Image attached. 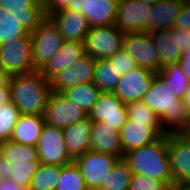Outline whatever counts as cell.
<instances>
[{
    "mask_svg": "<svg viewBox=\"0 0 190 190\" xmlns=\"http://www.w3.org/2000/svg\"><path fill=\"white\" fill-rule=\"evenodd\" d=\"M179 35V50L181 53L190 49V30H176Z\"/></svg>",
    "mask_w": 190,
    "mask_h": 190,
    "instance_id": "41",
    "label": "cell"
},
{
    "mask_svg": "<svg viewBox=\"0 0 190 190\" xmlns=\"http://www.w3.org/2000/svg\"><path fill=\"white\" fill-rule=\"evenodd\" d=\"M0 6L14 14L29 33L46 18L43 6L34 0H0Z\"/></svg>",
    "mask_w": 190,
    "mask_h": 190,
    "instance_id": "19",
    "label": "cell"
},
{
    "mask_svg": "<svg viewBox=\"0 0 190 190\" xmlns=\"http://www.w3.org/2000/svg\"><path fill=\"white\" fill-rule=\"evenodd\" d=\"M49 18L58 27L64 41H85L90 26L82 13L65 8L53 13Z\"/></svg>",
    "mask_w": 190,
    "mask_h": 190,
    "instance_id": "18",
    "label": "cell"
},
{
    "mask_svg": "<svg viewBox=\"0 0 190 190\" xmlns=\"http://www.w3.org/2000/svg\"><path fill=\"white\" fill-rule=\"evenodd\" d=\"M88 117L92 122H104L113 130L120 131L127 119L126 105L114 92H102Z\"/></svg>",
    "mask_w": 190,
    "mask_h": 190,
    "instance_id": "14",
    "label": "cell"
},
{
    "mask_svg": "<svg viewBox=\"0 0 190 190\" xmlns=\"http://www.w3.org/2000/svg\"><path fill=\"white\" fill-rule=\"evenodd\" d=\"M171 187L156 178L141 174H132L129 190H170Z\"/></svg>",
    "mask_w": 190,
    "mask_h": 190,
    "instance_id": "37",
    "label": "cell"
},
{
    "mask_svg": "<svg viewBox=\"0 0 190 190\" xmlns=\"http://www.w3.org/2000/svg\"><path fill=\"white\" fill-rule=\"evenodd\" d=\"M31 41L33 67L40 71L58 53L64 38L55 23L46 17L31 32Z\"/></svg>",
    "mask_w": 190,
    "mask_h": 190,
    "instance_id": "4",
    "label": "cell"
},
{
    "mask_svg": "<svg viewBox=\"0 0 190 190\" xmlns=\"http://www.w3.org/2000/svg\"><path fill=\"white\" fill-rule=\"evenodd\" d=\"M123 154L157 141L161 135L147 122L126 119L120 131Z\"/></svg>",
    "mask_w": 190,
    "mask_h": 190,
    "instance_id": "17",
    "label": "cell"
},
{
    "mask_svg": "<svg viewBox=\"0 0 190 190\" xmlns=\"http://www.w3.org/2000/svg\"><path fill=\"white\" fill-rule=\"evenodd\" d=\"M92 121L86 118L62 129L67 152L74 160L90 150Z\"/></svg>",
    "mask_w": 190,
    "mask_h": 190,
    "instance_id": "22",
    "label": "cell"
},
{
    "mask_svg": "<svg viewBox=\"0 0 190 190\" xmlns=\"http://www.w3.org/2000/svg\"><path fill=\"white\" fill-rule=\"evenodd\" d=\"M40 165V160H32L25 163H18L13 166H8L3 171V174L8 178L21 184L28 190L32 177Z\"/></svg>",
    "mask_w": 190,
    "mask_h": 190,
    "instance_id": "35",
    "label": "cell"
},
{
    "mask_svg": "<svg viewBox=\"0 0 190 190\" xmlns=\"http://www.w3.org/2000/svg\"><path fill=\"white\" fill-rule=\"evenodd\" d=\"M178 64L181 66L182 72L190 80V49L182 53Z\"/></svg>",
    "mask_w": 190,
    "mask_h": 190,
    "instance_id": "42",
    "label": "cell"
},
{
    "mask_svg": "<svg viewBox=\"0 0 190 190\" xmlns=\"http://www.w3.org/2000/svg\"><path fill=\"white\" fill-rule=\"evenodd\" d=\"M32 50L31 33L0 44V69L9 76L35 71Z\"/></svg>",
    "mask_w": 190,
    "mask_h": 190,
    "instance_id": "5",
    "label": "cell"
},
{
    "mask_svg": "<svg viewBox=\"0 0 190 190\" xmlns=\"http://www.w3.org/2000/svg\"><path fill=\"white\" fill-rule=\"evenodd\" d=\"M170 190H189V189H182V188H175V187H173Z\"/></svg>",
    "mask_w": 190,
    "mask_h": 190,
    "instance_id": "53",
    "label": "cell"
},
{
    "mask_svg": "<svg viewBox=\"0 0 190 190\" xmlns=\"http://www.w3.org/2000/svg\"><path fill=\"white\" fill-rule=\"evenodd\" d=\"M119 0H71L67 9L82 13L90 27L115 23Z\"/></svg>",
    "mask_w": 190,
    "mask_h": 190,
    "instance_id": "16",
    "label": "cell"
},
{
    "mask_svg": "<svg viewBox=\"0 0 190 190\" xmlns=\"http://www.w3.org/2000/svg\"><path fill=\"white\" fill-rule=\"evenodd\" d=\"M123 49L134 59L138 66L159 72V55L149 33H127L123 41Z\"/></svg>",
    "mask_w": 190,
    "mask_h": 190,
    "instance_id": "12",
    "label": "cell"
},
{
    "mask_svg": "<svg viewBox=\"0 0 190 190\" xmlns=\"http://www.w3.org/2000/svg\"><path fill=\"white\" fill-rule=\"evenodd\" d=\"M61 167L60 165L41 164L33 175L28 190H55Z\"/></svg>",
    "mask_w": 190,
    "mask_h": 190,
    "instance_id": "30",
    "label": "cell"
},
{
    "mask_svg": "<svg viewBox=\"0 0 190 190\" xmlns=\"http://www.w3.org/2000/svg\"><path fill=\"white\" fill-rule=\"evenodd\" d=\"M139 1L153 5L161 0H139Z\"/></svg>",
    "mask_w": 190,
    "mask_h": 190,
    "instance_id": "49",
    "label": "cell"
},
{
    "mask_svg": "<svg viewBox=\"0 0 190 190\" xmlns=\"http://www.w3.org/2000/svg\"><path fill=\"white\" fill-rule=\"evenodd\" d=\"M45 124L44 116L20 114L10 140L22 145L37 146Z\"/></svg>",
    "mask_w": 190,
    "mask_h": 190,
    "instance_id": "25",
    "label": "cell"
},
{
    "mask_svg": "<svg viewBox=\"0 0 190 190\" xmlns=\"http://www.w3.org/2000/svg\"><path fill=\"white\" fill-rule=\"evenodd\" d=\"M1 190H27L21 184L17 183L16 181L8 178L3 174V182Z\"/></svg>",
    "mask_w": 190,
    "mask_h": 190,
    "instance_id": "43",
    "label": "cell"
},
{
    "mask_svg": "<svg viewBox=\"0 0 190 190\" xmlns=\"http://www.w3.org/2000/svg\"><path fill=\"white\" fill-rule=\"evenodd\" d=\"M71 0H47V3L43 6L46 17H49L53 13L65 9L68 7Z\"/></svg>",
    "mask_w": 190,
    "mask_h": 190,
    "instance_id": "40",
    "label": "cell"
},
{
    "mask_svg": "<svg viewBox=\"0 0 190 190\" xmlns=\"http://www.w3.org/2000/svg\"><path fill=\"white\" fill-rule=\"evenodd\" d=\"M10 101H11V90L8 84L4 89H0V106Z\"/></svg>",
    "mask_w": 190,
    "mask_h": 190,
    "instance_id": "44",
    "label": "cell"
},
{
    "mask_svg": "<svg viewBox=\"0 0 190 190\" xmlns=\"http://www.w3.org/2000/svg\"><path fill=\"white\" fill-rule=\"evenodd\" d=\"M88 114L81 106L65 98L61 93L51 92L45 108V123L64 129Z\"/></svg>",
    "mask_w": 190,
    "mask_h": 190,
    "instance_id": "10",
    "label": "cell"
},
{
    "mask_svg": "<svg viewBox=\"0 0 190 190\" xmlns=\"http://www.w3.org/2000/svg\"><path fill=\"white\" fill-rule=\"evenodd\" d=\"M168 157L172 171V188L190 190V138L168 135Z\"/></svg>",
    "mask_w": 190,
    "mask_h": 190,
    "instance_id": "8",
    "label": "cell"
},
{
    "mask_svg": "<svg viewBox=\"0 0 190 190\" xmlns=\"http://www.w3.org/2000/svg\"><path fill=\"white\" fill-rule=\"evenodd\" d=\"M150 7L139 0H119L114 25L125 34L145 32Z\"/></svg>",
    "mask_w": 190,
    "mask_h": 190,
    "instance_id": "13",
    "label": "cell"
},
{
    "mask_svg": "<svg viewBox=\"0 0 190 190\" xmlns=\"http://www.w3.org/2000/svg\"><path fill=\"white\" fill-rule=\"evenodd\" d=\"M125 105L127 109L128 119L140 122H147V126L153 127L161 136L165 135L159 116L155 114L141 100L127 103Z\"/></svg>",
    "mask_w": 190,
    "mask_h": 190,
    "instance_id": "32",
    "label": "cell"
},
{
    "mask_svg": "<svg viewBox=\"0 0 190 190\" xmlns=\"http://www.w3.org/2000/svg\"><path fill=\"white\" fill-rule=\"evenodd\" d=\"M182 4L190 3V0H179Z\"/></svg>",
    "mask_w": 190,
    "mask_h": 190,
    "instance_id": "52",
    "label": "cell"
},
{
    "mask_svg": "<svg viewBox=\"0 0 190 190\" xmlns=\"http://www.w3.org/2000/svg\"><path fill=\"white\" fill-rule=\"evenodd\" d=\"M90 138L91 151L112 154L119 159L124 158L119 131L108 127L106 123L92 122Z\"/></svg>",
    "mask_w": 190,
    "mask_h": 190,
    "instance_id": "21",
    "label": "cell"
},
{
    "mask_svg": "<svg viewBox=\"0 0 190 190\" xmlns=\"http://www.w3.org/2000/svg\"><path fill=\"white\" fill-rule=\"evenodd\" d=\"M85 54L84 42L64 41L58 53L40 70L49 81Z\"/></svg>",
    "mask_w": 190,
    "mask_h": 190,
    "instance_id": "23",
    "label": "cell"
},
{
    "mask_svg": "<svg viewBox=\"0 0 190 190\" xmlns=\"http://www.w3.org/2000/svg\"><path fill=\"white\" fill-rule=\"evenodd\" d=\"M183 135L186 136L187 138H190V118H189V124L186 130L184 131Z\"/></svg>",
    "mask_w": 190,
    "mask_h": 190,
    "instance_id": "48",
    "label": "cell"
},
{
    "mask_svg": "<svg viewBox=\"0 0 190 190\" xmlns=\"http://www.w3.org/2000/svg\"><path fill=\"white\" fill-rule=\"evenodd\" d=\"M182 6L179 0H161L151 5L145 32L173 28Z\"/></svg>",
    "mask_w": 190,
    "mask_h": 190,
    "instance_id": "24",
    "label": "cell"
},
{
    "mask_svg": "<svg viewBox=\"0 0 190 190\" xmlns=\"http://www.w3.org/2000/svg\"><path fill=\"white\" fill-rule=\"evenodd\" d=\"M28 33L14 14L0 6V44L21 38Z\"/></svg>",
    "mask_w": 190,
    "mask_h": 190,
    "instance_id": "33",
    "label": "cell"
},
{
    "mask_svg": "<svg viewBox=\"0 0 190 190\" xmlns=\"http://www.w3.org/2000/svg\"><path fill=\"white\" fill-rule=\"evenodd\" d=\"M102 91L95 85L94 82L75 85L67 88L61 94L68 100L81 106L88 114L93 105L97 102Z\"/></svg>",
    "mask_w": 190,
    "mask_h": 190,
    "instance_id": "27",
    "label": "cell"
},
{
    "mask_svg": "<svg viewBox=\"0 0 190 190\" xmlns=\"http://www.w3.org/2000/svg\"><path fill=\"white\" fill-rule=\"evenodd\" d=\"M9 87L20 114L44 116L51 85L40 71L10 76Z\"/></svg>",
    "mask_w": 190,
    "mask_h": 190,
    "instance_id": "2",
    "label": "cell"
},
{
    "mask_svg": "<svg viewBox=\"0 0 190 190\" xmlns=\"http://www.w3.org/2000/svg\"><path fill=\"white\" fill-rule=\"evenodd\" d=\"M96 60L84 54L69 67L56 74L51 80V92L62 93L75 85L94 81Z\"/></svg>",
    "mask_w": 190,
    "mask_h": 190,
    "instance_id": "11",
    "label": "cell"
},
{
    "mask_svg": "<svg viewBox=\"0 0 190 190\" xmlns=\"http://www.w3.org/2000/svg\"><path fill=\"white\" fill-rule=\"evenodd\" d=\"M131 177L129 164L124 159H119L109 171L100 190H129Z\"/></svg>",
    "mask_w": 190,
    "mask_h": 190,
    "instance_id": "31",
    "label": "cell"
},
{
    "mask_svg": "<svg viewBox=\"0 0 190 190\" xmlns=\"http://www.w3.org/2000/svg\"><path fill=\"white\" fill-rule=\"evenodd\" d=\"M2 182H3V174L0 175V190H1V187H2Z\"/></svg>",
    "mask_w": 190,
    "mask_h": 190,
    "instance_id": "51",
    "label": "cell"
},
{
    "mask_svg": "<svg viewBox=\"0 0 190 190\" xmlns=\"http://www.w3.org/2000/svg\"><path fill=\"white\" fill-rule=\"evenodd\" d=\"M2 156H3V142L0 141V175L3 174Z\"/></svg>",
    "mask_w": 190,
    "mask_h": 190,
    "instance_id": "47",
    "label": "cell"
},
{
    "mask_svg": "<svg viewBox=\"0 0 190 190\" xmlns=\"http://www.w3.org/2000/svg\"><path fill=\"white\" fill-rule=\"evenodd\" d=\"M119 158L112 154L87 151L73 161L79 168L88 190H100L109 171Z\"/></svg>",
    "mask_w": 190,
    "mask_h": 190,
    "instance_id": "7",
    "label": "cell"
},
{
    "mask_svg": "<svg viewBox=\"0 0 190 190\" xmlns=\"http://www.w3.org/2000/svg\"><path fill=\"white\" fill-rule=\"evenodd\" d=\"M156 75L151 70L137 66L121 76L114 93L124 104L139 101L146 95Z\"/></svg>",
    "mask_w": 190,
    "mask_h": 190,
    "instance_id": "15",
    "label": "cell"
},
{
    "mask_svg": "<svg viewBox=\"0 0 190 190\" xmlns=\"http://www.w3.org/2000/svg\"><path fill=\"white\" fill-rule=\"evenodd\" d=\"M183 102L185 104V107L188 111V114L190 115V86L183 97Z\"/></svg>",
    "mask_w": 190,
    "mask_h": 190,
    "instance_id": "46",
    "label": "cell"
},
{
    "mask_svg": "<svg viewBox=\"0 0 190 190\" xmlns=\"http://www.w3.org/2000/svg\"><path fill=\"white\" fill-rule=\"evenodd\" d=\"M132 174H141L166 182L172 188V171L168 157V135L157 141L127 152L123 158Z\"/></svg>",
    "mask_w": 190,
    "mask_h": 190,
    "instance_id": "3",
    "label": "cell"
},
{
    "mask_svg": "<svg viewBox=\"0 0 190 190\" xmlns=\"http://www.w3.org/2000/svg\"><path fill=\"white\" fill-rule=\"evenodd\" d=\"M10 76L0 69V89H4L9 84Z\"/></svg>",
    "mask_w": 190,
    "mask_h": 190,
    "instance_id": "45",
    "label": "cell"
},
{
    "mask_svg": "<svg viewBox=\"0 0 190 190\" xmlns=\"http://www.w3.org/2000/svg\"><path fill=\"white\" fill-rule=\"evenodd\" d=\"M124 37L114 24L90 27L84 41L85 53L95 60L108 59L123 48Z\"/></svg>",
    "mask_w": 190,
    "mask_h": 190,
    "instance_id": "6",
    "label": "cell"
},
{
    "mask_svg": "<svg viewBox=\"0 0 190 190\" xmlns=\"http://www.w3.org/2000/svg\"><path fill=\"white\" fill-rule=\"evenodd\" d=\"M141 101L159 116L165 135L184 133L190 115L183 99L177 98L175 92L158 75Z\"/></svg>",
    "mask_w": 190,
    "mask_h": 190,
    "instance_id": "1",
    "label": "cell"
},
{
    "mask_svg": "<svg viewBox=\"0 0 190 190\" xmlns=\"http://www.w3.org/2000/svg\"><path fill=\"white\" fill-rule=\"evenodd\" d=\"M55 190H88L84 178L74 161L62 165Z\"/></svg>",
    "mask_w": 190,
    "mask_h": 190,
    "instance_id": "34",
    "label": "cell"
},
{
    "mask_svg": "<svg viewBox=\"0 0 190 190\" xmlns=\"http://www.w3.org/2000/svg\"><path fill=\"white\" fill-rule=\"evenodd\" d=\"M111 65L116 69L117 75L120 77L127 74L129 71L137 67V63L134 59L128 54L125 49H121L113 56L109 57Z\"/></svg>",
    "mask_w": 190,
    "mask_h": 190,
    "instance_id": "38",
    "label": "cell"
},
{
    "mask_svg": "<svg viewBox=\"0 0 190 190\" xmlns=\"http://www.w3.org/2000/svg\"><path fill=\"white\" fill-rule=\"evenodd\" d=\"M149 34L158 51L159 71L166 66L178 64L182 53L179 50V35H176V29H158Z\"/></svg>",
    "mask_w": 190,
    "mask_h": 190,
    "instance_id": "20",
    "label": "cell"
},
{
    "mask_svg": "<svg viewBox=\"0 0 190 190\" xmlns=\"http://www.w3.org/2000/svg\"><path fill=\"white\" fill-rule=\"evenodd\" d=\"M32 160H39L37 146L22 145L11 140L3 142V171L8 166Z\"/></svg>",
    "mask_w": 190,
    "mask_h": 190,
    "instance_id": "26",
    "label": "cell"
},
{
    "mask_svg": "<svg viewBox=\"0 0 190 190\" xmlns=\"http://www.w3.org/2000/svg\"><path fill=\"white\" fill-rule=\"evenodd\" d=\"M36 3L41 4L44 6L47 3V0H34Z\"/></svg>",
    "mask_w": 190,
    "mask_h": 190,
    "instance_id": "50",
    "label": "cell"
},
{
    "mask_svg": "<svg viewBox=\"0 0 190 190\" xmlns=\"http://www.w3.org/2000/svg\"><path fill=\"white\" fill-rule=\"evenodd\" d=\"M120 78L108 59L96 60L93 82L102 92H114Z\"/></svg>",
    "mask_w": 190,
    "mask_h": 190,
    "instance_id": "28",
    "label": "cell"
},
{
    "mask_svg": "<svg viewBox=\"0 0 190 190\" xmlns=\"http://www.w3.org/2000/svg\"><path fill=\"white\" fill-rule=\"evenodd\" d=\"M157 75L165 82V85L170 86L177 98L183 99L184 94L190 86V80L182 72L179 64L166 66Z\"/></svg>",
    "mask_w": 190,
    "mask_h": 190,
    "instance_id": "29",
    "label": "cell"
},
{
    "mask_svg": "<svg viewBox=\"0 0 190 190\" xmlns=\"http://www.w3.org/2000/svg\"><path fill=\"white\" fill-rule=\"evenodd\" d=\"M37 151L41 164L66 165L73 162L67 152L61 128L45 124L39 137Z\"/></svg>",
    "mask_w": 190,
    "mask_h": 190,
    "instance_id": "9",
    "label": "cell"
},
{
    "mask_svg": "<svg viewBox=\"0 0 190 190\" xmlns=\"http://www.w3.org/2000/svg\"><path fill=\"white\" fill-rule=\"evenodd\" d=\"M20 116L19 109L10 101L0 106V141L11 139L12 130Z\"/></svg>",
    "mask_w": 190,
    "mask_h": 190,
    "instance_id": "36",
    "label": "cell"
},
{
    "mask_svg": "<svg viewBox=\"0 0 190 190\" xmlns=\"http://www.w3.org/2000/svg\"><path fill=\"white\" fill-rule=\"evenodd\" d=\"M173 29L190 30V3H185L176 18Z\"/></svg>",
    "mask_w": 190,
    "mask_h": 190,
    "instance_id": "39",
    "label": "cell"
}]
</instances>
